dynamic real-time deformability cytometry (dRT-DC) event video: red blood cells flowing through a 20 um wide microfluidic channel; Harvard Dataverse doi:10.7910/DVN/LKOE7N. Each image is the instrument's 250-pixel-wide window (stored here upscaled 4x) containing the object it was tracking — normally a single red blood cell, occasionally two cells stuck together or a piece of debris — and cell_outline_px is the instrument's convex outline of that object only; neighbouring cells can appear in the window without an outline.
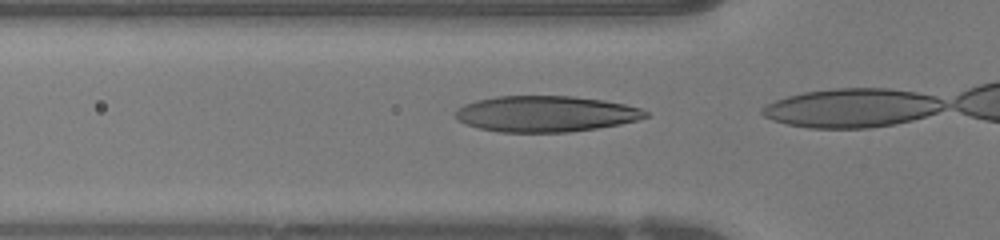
{"species": "human", "species_latin": "Homo sapiens", "temperature_condition": "warm", "stored_images_in_passage": 12, "camera_frame_rate_fps": 3000, "um_per_image_px": 0.085, "donor": {"sex": "female"}, "frame": {"image": 1, "passage_image": 10, "time_ms": 3.0, "image_size_px": [1000, 240], "cell_outline_px": [[648, 116], [636, 120], [620, 124], [596, 128], [568, 132], [500, 132], [480, 128], [456, 120], [456, 108], [464, 104], [476, 100], [496, 96], [572, 96], [604, 100], [624, 104], [640, 108], [648, 112]], "centroid_in_image_um": [46.37, 9.67], "position_along_channel_um": 79.4, "area_um2": 39.77}}